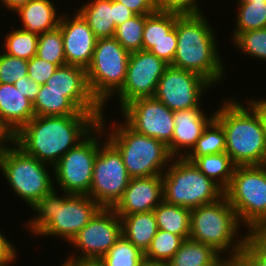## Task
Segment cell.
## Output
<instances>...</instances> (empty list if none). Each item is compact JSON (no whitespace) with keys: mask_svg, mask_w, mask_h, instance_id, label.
I'll list each match as a JSON object with an SVG mask.
<instances>
[{"mask_svg":"<svg viewBox=\"0 0 266 266\" xmlns=\"http://www.w3.org/2000/svg\"><path fill=\"white\" fill-rule=\"evenodd\" d=\"M0 116L16 134L34 116L33 102L11 83H0Z\"/></svg>","mask_w":266,"mask_h":266,"instance_id":"cell-21","label":"cell"},{"mask_svg":"<svg viewBox=\"0 0 266 266\" xmlns=\"http://www.w3.org/2000/svg\"><path fill=\"white\" fill-rule=\"evenodd\" d=\"M31 0H1L0 4L2 3V6H4L7 10L15 12L20 7L26 5ZM4 4V5H3Z\"/></svg>","mask_w":266,"mask_h":266,"instance_id":"cell-52","label":"cell"},{"mask_svg":"<svg viewBox=\"0 0 266 266\" xmlns=\"http://www.w3.org/2000/svg\"><path fill=\"white\" fill-rule=\"evenodd\" d=\"M49 90L65 93V97L81 112L104 113L103 106L92 95L86 69L69 64L59 66L47 80Z\"/></svg>","mask_w":266,"mask_h":266,"instance_id":"cell-18","label":"cell"},{"mask_svg":"<svg viewBox=\"0 0 266 266\" xmlns=\"http://www.w3.org/2000/svg\"><path fill=\"white\" fill-rule=\"evenodd\" d=\"M245 231V242L266 261V226H253Z\"/></svg>","mask_w":266,"mask_h":266,"instance_id":"cell-42","label":"cell"},{"mask_svg":"<svg viewBox=\"0 0 266 266\" xmlns=\"http://www.w3.org/2000/svg\"><path fill=\"white\" fill-rule=\"evenodd\" d=\"M64 14L58 27L62 33L66 64L87 69L93 58L97 38L78 11L74 16L69 12Z\"/></svg>","mask_w":266,"mask_h":266,"instance_id":"cell-17","label":"cell"},{"mask_svg":"<svg viewBox=\"0 0 266 266\" xmlns=\"http://www.w3.org/2000/svg\"><path fill=\"white\" fill-rule=\"evenodd\" d=\"M146 15H135L115 30L114 38L129 52L142 50Z\"/></svg>","mask_w":266,"mask_h":266,"instance_id":"cell-34","label":"cell"},{"mask_svg":"<svg viewBox=\"0 0 266 266\" xmlns=\"http://www.w3.org/2000/svg\"><path fill=\"white\" fill-rule=\"evenodd\" d=\"M162 181L163 201L170 205L193 209L224 196V190L185 157H173Z\"/></svg>","mask_w":266,"mask_h":266,"instance_id":"cell-7","label":"cell"},{"mask_svg":"<svg viewBox=\"0 0 266 266\" xmlns=\"http://www.w3.org/2000/svg\"><path fill=\"white\" fill-rule=\"evenodd\" d=\"M105 136L103 127L98 124L81 142L61 157L53 166L54 185L57 184L54 188L59 187V190L68 194H89L95 157Z\"/></svg>","mask_w":266,"mask_h":266,"instance_id":"cell-11","label":"cell"},{"mask_svg":"<svg viewBox=\"0 0 266 266\" xmlns=\"http://www.w3.org/2000/svg\"><path fill=\"white\" fill-rule=\"evenodd\" d=\"M177 50V35L176 25L175 28L170 31L164 40L153 46L149 52L164 60L167 64H171L175 57Z\"/></svg>","mask_w":266,"mask_h":266,"instance_id":"cell-41","label":"cell"},{"mask_svg":"<svg viewBox=\"0 0 266 266\" xmlns=\"http://www.w3.org/2000/svg\"><path fill=\"white\" fill-rule=\"evenodd\" d=\"M153 212L158 229L181 236L183 239L190 238L191 209L162 201Z\"/></svg>","mask_w":266,"mask_h":266,"instance_id":"cell-27","label":"cell"},{"mask_svg":"<svg viewBox=\"0 0 266 266\" xmlns=\"http://www.w3.org/2000/svg\"><path fill=\"white\" fill-rule=\"evenodd\" d=\"M233 45L251 58L266 62V28L241 32Z\"/></svg>","mask_w":266,"mask_h":266,"instance_id":"cell-37","label":"cell"},{"mask_svg":"<svg viewBox=\"0 0 266 266\" xmlns=\"http://www.w3.org/2000/svg\"><path fill=\"white\" fill-rule=\"evenodd\" d=\"M136 14L130 10L128 7H126L124 4H121L117 1H114V23L117 27L118 25H121L128 19L132 18Z\"/></svg>","mask_w":266,"mask_h":266,"instance_id":"cell-48","label":"cell"},{"mask_svg":"<svg viewBox=\"0 0 266 266\" xmlns=\"http://www.w3.org/2000/svg\"><path fill=\"white\" fill-rule=\"evenodd\" d=\"M104 116L100 118L99 124L106 138L120 152L131 178L151 177L165 172L173 156L164 142L135 132L123 121L111 122L109 128Z\"/></svg>","mask_w":266,"mask_h":266,"instance_id":"cell-5","label":"cell"},{"mask_svg":"<svg viewBox=\"0 0 266 266\" xmlns=\"http://www.w3.org/2000/svg\"><path fill=\"white\" fill-rule=\"evenodd\" d=\"M121 4H124L136 15H151L155 13L156 6L155 0H114Z\"/></svg>","mask_w":266,"mask_h":266,"instance_id":"cell-44","label":"cell"},{"mask_svg":"<svg viewBox=\"0 0 266 266\" xmlns=\"http://www.w3.org/2000/svg\"><path fill=\"white\" fill-rule=\"evenodd\" d=\"M227 99L214 117L225 132L226 153L236 166L260 165L266 151L261 120L248 103L245 107L236 98Z\"/></svg>","mask_w":266,"mask_h":266,"instance_id":"cell-4","label":"cell"},{"mask_svg":"<svg viewBox=\"0 0 266 266\" xmlns=\"http://www.w3.org/2000/svg\"><path fill=\"white\" fill-rule=\"evenodd\" d=\"M243 227L225 195L213 203L191 209L190 238L213 247L221 255L240 253L246 240L245 234L242 236L240 232Z\"/></svg>","mask_w":266,"mask_h":266,"instance_id":"cell-6","label":"cell"},{"mask_svg":"<svg viewBox=\"0 0 266 266\" xmlns=\"http://www.w3.org/2000/svg\"><path fill=\"white\" fill-rule=\"evenodd\" d=\"M129 58L130 53L114 37L97 39L86 73L90 91L103 110L124 85Z\"/></svg>","mask_w":266,"mask_h":266,"instance_id":"cell-9","label":"cell"},{"mask_svg":"<svg viewBox=\"0 0 266 266\" xmlns=\"http://www.w3.org/2000/svg\"><path fill=\"white\" fill-rule=\"evenodd\" d=\"M139 266H168V263L162 261H152L144 258Z\"/></svg>","mask_w":266,"mask_h":266,"instance_id":"cell-53","label":"cell"},{"mask_svg":"<svg viewBox=\"0 0 266 266\" xmlns=\"http://www.w3.org/2000/svg\"><path fill=\"white\" fill-rule=\"evenodd\" d=\"M68 266H103L99 260H82L75 258H66L64 261Z\"/></svg>","mask_w":266,"mask_h":266,"instance_id":"cell-51","label":"cell"},{"mask_svg":"<svg viewBox=\"0 0 266 266\" xmlns=\"http://www.w3.org/2000/svg\"><path fill=\"white\" fill-rule=\"evenodd\" d=\"M183 240L181 236L158 229L150 247L144 253V258L152 261L168 262L178 251Z\"/></svg>","mask_w":266,"mask_h":266,"instance_id":"cell-35","label":"cell"},{"mask_svg":"<svg viewBox=\"0 0 266 266\" xmlns=\"http://www.w3.org/2000/svg\"><path fill=\"white\" fill-rule=\"evenodd\" d=\"M223 152H226V135L222 126L213 119L185 158L193 162L200 156Z\"/></svg>","mask_w":266,"mask_h":266,"instance_id":"cell-30","label":"cell"},{"mask_svg":"<svg viewBox=\"0 0 266 266\" xmlns=\"http://www.w3.org/2000/svg\"><path fill=\"white\" fill-rule=\"evenodd\" d=\"M212 87L201 75L169 65L161 76L153 97L171 111L186 110L202 107L201 98Z\"/></svg>","mask_w":266,"mask_h":266,"instance_id":"cell-14","label":"cell"},{"mask_svg":"<svg viewBox=\"0 0 266 266\" xmlns=\"http://www.w3.org/2000/svg\"><path fill=\"white\" fill-rule=\"evenodd\" d=\"M120 112L124 122L135 132L160 140L167 146L171 143L174 111L159 100L154 97L135 99Z\"/></svg>","mask_w":266,"mask_h":266,"instance_id":"cell-15","label":"cell"},{"mask_svg":"<svg viewBox=\"0 0 266 266\" xmlns=\"http://www.w3.org/2000/svg\"><path fill=\"white\" fill-rule=\"evenodd\" d=\"M0 51V83H11L28 75V60Z\"/></svg>","mask_w":266,"mask_h":266,"instance_id":"cell-38","label":"cell"},{"mask_svg":"<svg viewBox=\"0 0 266 266\" xmlns=\"http://www.w3.org/2000/svg\"><path fill=\"white\" fill-rule=\"evenodd\" d=\"M144 253L123 235L99 261L103 266H139Z\"/></svg>","mask_w":266,"mask_h":266,"instance_id":"cell-33","label":"cell"},{"mask_svg":"<svg viewBox=\"0 0 266 266\" xmlns=\"http://www.w3.org/2000/svg\"><path fill=\"white\" fill-rule=\"evenodd\" d=\"M103 115L34 116L15 134V144L28 155L53 166L81 142Z\"/></svg>","mask_w":266,"mask_h":266,"instance_id":"cell-1","label":"cell"},{"mask_svg":"<svg viewBox=\"0 0 266 266\" xmlns=\"http://www.w3.org/2000/svg\"><path fill=\"white\" fill-rule=\"evenodd\" d=\"M210 266H244V263L241 254L238 253L235 255H225V258L221 255V257Z\"/></svg>","mask_w":266,"mask_h":266,"instance_id":"cell-50","label":"cell"},{"mask_svg":"<svg viewBox=\"0 0 266 266\" xmlns=\"http://www.w3.org/2000/svg\"><path fill=\"white\" fill-rule=\"evenodd\" d=\"M13 85L22 93V95L32 102H34L41 87L40 84H38L36 81H33L30 77H28V75L15 81Z\"/></svg>","mask_w":266,"mask_h":266,"instance_id":"cell-45","label":"cell"},{"mask_svg":"<svg viewBox=\"0 0 266 266\" xmlns=\"http://www.w3.org/2000/svg\"><path fill=\"white\" fill-rule=\"evenodd\" d=\"M232 40L241 32L266 28V2H238Z\"/></svg>","mask_w":266,"mask_h":266,"instance_id":"cell-31","label":"cell"},{"mask_svg":"<svg viewBox=\"0 0 266 266\" xmlns=\"http://www.w3.org/2000/svg\"><path fill=\"white\" fill-rule=\"evenodd\" d=\"M208 20L203 13L176 19L177 50L170 65L195 72L216 86L225 78L226 63L221 59L215 29Z\"/></svg>","mask_w":266,"mask_h":266,"instance_id":"cell-2","label":"cell"},{"mask_svg":"<svg viewBox=\"0 0 266 266\" xmlns=\"http://www.w3.org/2000/svg\"><path fill=\"white\" fill-rule=\"evenodd\" d=\"M55 6L53 0H31L14 13L21 19V29L39 36L59 26L62 13L57 14Z\"/></svg>","mask_w":266,"mask_h":266,"instance_id":"cell-22","label":"cell"},{"mask_svg":"<svg viewBox=\"0 0 266 266\" xmlns=\"http://www.w3.org/2000/svg\"><path fill=\"white\" fill-rule=\"evenodd\" d=\"M12 144H15V133L0 116V153L11 147Z\"/></svg>","mask_w":266,"mask_h":266,"instance_id":"cell-47","label":"cell"},{"mask_svg":"<svg viewBox=\"0 0 266 266\" xmlns=\"http://www.w3.org/2000/svg\"><path fill=\"white\" fill-rule=\"evenodd\" d=\"M77 11L87 21L97 39L114 37V0H87Z\"/></svg>","mask_w":266,"mask_h":266,"instance_id":"cell-24","label":"cell"},{"mask_svg":"<svg viewBox=\"0 0 266 266\" xmlns=\"http://www.w3.org/2000/svg\"><path fill=\"white\" fill-rule=\"evenodd\" d=\"M266 106V98H258Z\"/></svg>","mask_w":266,"mask_h":266,"instance_id":"cell-56","label":"cell"},{"mask_svg":"<svg viewBox=\"0 0 266 266\" xmlns=\"http://www.w3.org/2000/svg\"><path fill=\"white\" fill-rule=\"evenodd\" d=\"M219 257L221 254L213 247L188 238L167 263L168 266H210Z\"/></svg>","mask_w":266,"mask_h":266,"instance_id":"cell-26","label":"cell"},{"mask_svg":"<svg viewBox=\"0 0 266 266\" xmlns=\"http://www.w3.org/2000/svg\"><path fill=\"white\" fill-rule=\"evenodd\" d=\"M224 195L244 228L266 226V171L260 165L236 166Z\"/></svg>","mask_w":266,"mask_h":266,"instance_id":"cell-10","label":"cell"},{"mask_svg":"<svg viewBox=\"0 0 266 266\" xmlns=\"http://www.w3.org/2000/svg\"><path fill=\"white\" fill-rule=\"evenodd\" d=\"M169 66L164 60L149 51L140 50L130 53L126 80L115 94L120 102V110L131 101L153 97L157 84Z\"/></svg>","mask_w":266,"mask_h":266,"instance_id":"cell-16","label":"cell"},{"mask_svg":"<svg viewBox=\"0 0 266 266\" xmlns=\"http://www.w3.org/2000/svg\"><path fill=\"white\" fill-rule=\"evenodd\" d=\"M260 166L266 171V151L264 153V157L262 159V162L260 163Z\"/></svg>","mask_w":266,"mask_h":266,"instance_id":"cell-54","label":"cell"},{"mask_svg":"<svg viewBox=\"0 0 266 266\" xmlns=\"http://www.w3.org/2000/svg\"><path fill=\"white\" fill-rule=\"evenodd\" d=\"M36 56L58 67L66 65L62 33L59 27L39 35Z\"/></svg>","mask_w":266,"mask_h":266,"instance_id":"cell-36","label":"cell"},{"mask_svg":"<svg viewBox=\"0 0 266 266\" xmlns=\"http://www.w3.org/2000/svg\"><path fill=\"white\" fill-rule=\"evenodd\" d=\"M179 14L156 11L146 15L143 29L142 50L149 51L157 43L166 38V35L175 28Z\"/></svg>","mask_w":266,"mask_h":266,"instance_id":"cell-29","label":"cell"},{"mask_svg":"<svg viewBox=\"0 0 266 266\" xmlns=\"http://www.w3.org/2000/svg\"><path fill=\"white\" fill-rule=\"evenodd\" d=\"M163 201L162 175L131 178L122 198L112 208L117 215L154 210Z\"/></svg>","mask_w":266,"mask_h":266,"instance_id":"cell-19","label":"cell"},{"mask_svg":"<svg viewBox=\"0 0 266 266\" xmlns=\"http://www.w3.org/2000/svg\"><path fill=\"white\" fill-rule=\"evenodd\" d=\"M57 68L56 64L40 59L38 56H33L28 60V77L38 84L44 85Z\"/></svg>","mask_w":266,"mask_h":266,"instance_id":"cell-40","label":"cell"},{"mask_svg":"<svg viewBox=\"0 0 266 266\" xmlns=\"http://www.w3.org/2000/svg\"><path fill=\"white\" fill-rule=\"evenodd\" d=\"M60 266H68L65 262H63V264H61Z\"/></svg>","mask_w":266,"mask_h":266,"instance_id":"cell-57","label":"cell"},{"mask_svg":"<svg viewBox=\"0 0 266 266\" xmlns=\"http://www.w3.org/2000/svg\"><path fill=\"white\" fill-rule=\"evenodd\" d=\"M13 27H11L10 33L6 32L7 35H4L5 41L1 46V48L3 47L2 51L14 57L30 60L37 55L39 36L19 27L17 29H13Z\"/></svg>","mask_w":266,"mask_h":266,"instance_id":"cell-32","label":"cell"},{"mask_svg":"<svg viewBox=\"0 0 266 266\" xmlns=\"http://www.w3.org/2000/svg\"><path fill=\"white\" fill-rule=\"evenodd\" d=\"M201 107L174 111V133L168 150L173 157H185L196 145L215 112L206 115ZM205 112V113H204ZM209 116V117H208Z\"/></svg>","mask_w":266,"mask_h":266,"instance_id":"cell-20","label":"cell"},{"mask_svg":"<svg viewBox=\"0 0 266 266\" xmlns=\"http://www.w3.org/2000/svg\"><path fill=\"white\" fill-rule=\"evenodd\" d=\"M240 254L243 258L244 266H266V261L263 260L246 242Z\"/></svg>","mask_w":266,"mask_h":266,"instance_id":"cell-46","label":"cell"},{"mask_svg":"<svg viewBox=\"0 0 266 266\" xmlns=\"http://www.w3.org/2000/svg\"><path fill=\"white\" fill-rule=\"evenodd\" d=\"M118 216L121 218L122 235L145 253L158 230L153 210Z\"/></svg>","mask_w":266,"mask_h":266,"instance_id":"cell-23","label":"cell"},{"mask_svg":"<svg viewBox=\"0 0 266 266\" xmlns=\"http://www.w3.org/2000/svg\"><path fill=\"white\" fill-rule=\"evenodd\" d=\"M17 251L16 246L0 231V264L2 266H11L18 257Z\"/></svg>","mask_w":266,"mask_h":266,"instance_id":"cell-43","label":"cell"},{"mask_svg":"<svg viewBox=\"0 0 266 266\" xmlns=\"http://www.w3.org/2000/svg\"><path fill=\"white\" fill-rule=\"evenodd\" d=\"M50 166L28 155L16 144L0 153V171L10 190L30 208L55 187L53 172L47 168Z\"/></svg>","mask_w":266,"mask_h":266,"instance_id":"cell-8","label":"cell"},{"mask_svg":"<svg viewBox=\"0 0 266 266\" xmlns=\"http://www.w3.org/2000/svg\"><path fill=\"white\" fill-rule=\"evenodd\" d=\"M130 179L120 152L105 136L95 157L88 196L103 208H113L122 198Z\"/></svg>","mask_w":266,"mask_h":266,"instance_id":"cell-12","label":"cell"},{"mask_svg":"<svg viewBox=\"0 0 266 266\" xmlns=\"http://www.w3.org/2000/svg\"><path fill=\"white\" fill-rule=\"evenodd\" d=\"M121 236V218L112 208H102L69 242L78 255L73 251L66 258L100 260Z\"/></svg>","mask_w":266,"mask_h":266,"instance_id":"cell-13","label":"cell"},{"mask_svg":"<svg viewBox=\"0 0 266 266\" xmlns=\"http://www.w3.org/2000/svg\"><path fill=\"white\" fill-rule=\"evenodd\" d=\"M245 103H248L257 112L266 138V106L258 98L254 97L253 99H248Z\"/></svg>","mask_w":266,"mask_h":266,"instance_id":"cell-49","label":"cell"},{"mask_svg":"<svg viewBox=\"0 0 266 266\" xmlns=\"http://www.w3.org/2000/svg\"><path fill=\"white\" fill-rule=\"evenodd\" d=\"M53 188L33 207L34 216L24 224L36 237L72 238L103 208L88 195L68 194ZM36 214V215H35Z\"/></svg>","mask_w":266,"mask_h":266,"instance_id":"cell-3","label":"cell"},{"mask_svg":"<svg viewBox=\"0 0 266 266\" xmlns=\"http://www.w3.org/2000/svg\"><path fill=\"white\" fill-rule=\"evenodd\" d=\"M238 2H266V0H236Z\"/></svg>","mask_w":266,"mask_h":266,"instance_id":"cell-55","label":"cell"},{"mask_svg":"<svg viewBox=\"0 0 266 266\" xmlns=\"http://www.w3.org/2000/svg\"><path fill=\"white\" fill-rule=\"evenodd\" d=\"M193 163L209 179L217 183L224 191L230 185L236 165L226 153L203 155Z\"/></svg>","mask_w":266,"mask_h":266,"instance_id":"cell-28","label":"cell"},{"mask_svg":"<svg viewBox=\"0 0 266 266\" xmlns=\"http://www.w3.org/2000/svg\"><path fill=\"white\" fill-rule=\"evenodd\" d=\"M199 1V0H198ZM197 0H155L156 10L159 12L176 13L179 15H195L201 10Z\"/></svg>","mask_w":266,"mask_h":266,"instance_id":"cell-39","label":"cell"},{"mask_svg":"<svg viewBox=\"0 0 266 266\" xmlns=\"http://www.w3.org/2000/svg\"><path fill=\"white\" fill-rule=\"evenodd\" d=\"M35 116L66 115H103L104 113H87L79 111L66 97L65 93L49 90L46 84L41 85L33 102Z\"/></svg>","mask_w":266,"mask_h":266,"instance_id":"cell-25","label":"cell"}]
</instances>
